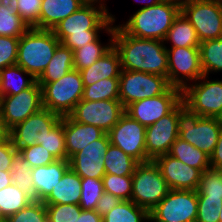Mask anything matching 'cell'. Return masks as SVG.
<instances>
[{"instance_id":"6da1fadb","label":"cell","mask_w":222,"mask_h":222,"mask_svg":"<svg viewBox=\"0 0 222 222\" xmlns=\"http://www.w3.org/2000/svg\"><path fill=\"white\" fill-rule=\"evenodd\" d=\"M109 11L104 5L84 4L52 31L65 47L74 51L96 41L102 31L109 37L114 36L116 17Z\"/></svg>"},{"instance_id":"7a4b0ae2","label":"cell","mask_w":222,"mask_h":222,"mask_svg":"<svg viewBox=\"0 0 222 222\" xmlns=\"http://www.w3.org/2000/svg\"><path fill=\"white\" fill-rule=\"evenodd\" d=\"M113 46L119 52L121 70L146 72L168 80V53L163 41L133 37L114 24Z\"/></svg>"},{"instance_id":"3957f363","label":"cell","mask_w":222,"mask_h":222,"mask_svg":"<svg viewBox=\"0 0 222 222\" xmlns=\"http://www.w3.org/2000/svg\"><path fill=\"white\" fill-rule=\"evenodd\" d=\"M180 12L178 4L162 1L151 7H140L118 26L133 37L163 41Z\"/></svg>"},{"instance_id":"277c9868","label":"cell","mask_w":222,"mask_h":222,"mask_svg":"<svg viewBox=\"0 0 222 222\" xmlns=\"http://www.w3.org/2000/svg\"><path fill=\"white\" fill-rule=\"evenodd\" d=\"M60 43L52 30L29 28L19 39L16 65L37 80Z\"/></svg>"},{"instance_id":"5b68a950","label":"cell","mask_w":222,"mask_h":222,"mask_svg":"<svg viewBox=\"0 0 222 222\" xmlns=\"http://www.w3.org/2000/svg\"><path fill=\"white\" fill-rule=\"evenodd\" d=\"M177 127L179 138L210 157L222 129V119L201 117L198 113L192 112L182 101L178 105Z\"/></svg>"},{"instance_id":"8992f818","label":"cell","mask_w":222,"mask_h":222,"mask_svg":"<svg viewBox=\"0 0 222 222\" xmlns=\"http://www.w3.org/2000/svg\"><path fill=\"white\" fill-rule=\"evenodd\" d=\"M42 88L43 108L61 117L68 116L82 100L84 86L80 71L72 69L54 82H38Z\"/></svg>"},{"instance_id":"52a82bcc","label":"cell","mask_w":222,"mask_h":222,"mask_svg":"<svg viewBox=\"0 0 222 222\" xmlns=\"http://www.w3.org/2000/svg\"><path fill=\"white\" fill-rule=\"evenodd\" d=\"M166 180L154 160L140 162L132 175L131 200L150 212L169 192Z\"/></svg>"},{"instance_id":"ba28073f","label":"cell","mask_w":222,"mask_h":222,"mask_svg":"<svg viewBox=\"0 0 222 222\" xmlns=\"http://www.w3.org/2000/svg\"><path fill=\"white\" fill-rule=\"evenodd\" d=\"M202 75L182 90L184 104L201 117L222 119V79Z\"/></svg>"},{"instance_id":"9c48e42d","label":"cell","mask_w":222,"mask_h":222,"mask_svg":"<svg viewBox=\"0 0 222 222\" xmlns=\"http://www.w3.org/2000/svg\"><path fill=\"white\" fill-rule=\"evenodd\" d=\"M197 190L170 189L150 212V222H196Z\"/></svg>"},{"instance_id":"30bf717a","label":"cell","mask_w":222,"mask_h":222,"mask_svg":"<svg viewBox=\"0 0 222 222\" xmlns=\"http://www.w3.org/2000/svg\"><path fill=\"white\" fill-rule=\"evenodd\" d=\"M181 12L196 30L200 42L222 37V6L219 0H189Z\"/></svg>"},{"instance_id":"8fae6325","label":"cell","mask_w":222,"mask_h":222,"mask_svg":"<svg viewBox=\"0 0 222 222\" xmlns=\"http://www.w3.org/2000/svg\"><path fill=\"white\" fill-rule=\"evenodd\" d=\"M170 86L164 76L121 70L119 76V100L126 108L135 101L161 95Z\"/></svg>"},{"instance_id":"7c38bea8","label":"cell","mask_w":222,"mask_h":222,"mask_svg":"<svg viewBox=\"0 0 222 222\" xmlns=\"http://www.w3.org/2000/svg\"><path fill=\"white\" fill-rule=\"evenodd\" d=\"M124 113L120 100H80L69 116L74 121L93 125L108 133Z\"/></svg>"},{"instance_id":"4fadbf2b","label":"cell","mask_w":222,"mask_h":222,"mask_svg":"<svg viewBox=\"0 0 222 222\" xmlns=\"http://www.w3.org/2000/svg\"><path fill=\"white\" fill-rule=\"evenodd\" d=\"M182 102V90L170 86L163 94L135 101L125 108V113L145 127L171 113Z\"/></svg>"},{"instance_id":"5bb4252c","label":"cell","mask_w":222,"mask_h":222,"mask_svg":"<svg viewBox=\"0 0 222 222\" xmlns=\"http://www.w3.org/2000/svg\"><path fill=\"white\" fill-rule=\"evenodd\" d=\"M168 53V83L183 90L204 75L199 47L166 48Z\"/></svg>"},{"instance_id":"9a60e30c","label":"cell","mask_w":222,"mask_h":222,"mask_svg":"<svg viewBox=\"0 0 222 222\" xmlns=\"http://www.w3.org/2000/svg\"><path fill=\"white\" fill-rule=\"evenodd\" d=\"M145 132L144 125L124 113L107 134L112 145L140 163L150 161L145 149Z\"/></svg>"},{"instance_id":"2e32d148","label":"cell","mask_w":222,"mask_h":222,"mask_svg":"<svg viewBox=\"0 0 222 222\" xmlns=\"http://www.w3.org/2000/svg\"><path fill=\"white\" fill-rule=\"evenodd\" d=\"M61 119L60 115L42 108L10 129L12 144L17 151L31 147L41 141Z\"/></svg>"},{"instance_id":"e0dca14e","label":"cell","mask_w":222,"mask_h":222,"mask_svg":"<svg viewBox=\"0 0 222 222\" xmlns=\"http://www.w3.org/2000/svg\"><path fill=\"white\" fill-rule=\"evenodd\" d=\"M42 108V88L37 81L18 94L1 97L0 111L9 129Z\"/></svg>"},{"instance_id":"ac0fdd59","label":"cell","mask_w":222,"mask_h":222,"mask_svg":"<svg viewBox=\"0 0 222 222\" xmlns=\"http://www.w3.org/2000/svg\"><path fill=\"white\" fill-rule=\"evenodd\" d=\"M177 123L178 106L171 113L146 127L145 149L150 160L168 154L171 145L179 137Z\"/></svg>"},{"instance_id":"d6986e66","label":"cell","mask_w":222,"mask_h":222,"mask_svg":"<svg viewBox=\"0 0 222 222\" xmlns=\"http://www.w3.org/2000/svg\"><path fill=\"white\" fill-rule=\"evenodd\" d=\"M110 144L108 134L94 140L75 153L70 159V168L81 178L102 179L106 174L104 167V155Z\"/></svg>"},{"instance_id":"ffe728a7","label":"cell","mask_w":222,"mask_h":222,"mask_svg":"<svg viewBox=\"0 0 222 222\" xmlns=\"http://www.w3.org/2000/svg\"><path fill=\"white\" fill-rule=\"evenodd\" d=\"M154 162L169 189L197 190L202 173L199 169L184 164L169 154L156 157Z\"/></svg>"},{"instance_id":"44dd1931","label":"cell","mask_w":222,"mask_h":222,"mask_svg":"<svg viewBox=\"0 0 222 222\" xmlns=\"http://www.w3.org/2000/svg\"><path fill=\"white\" fill-rule=\"evenodd\" d=\"M106 133L93 125L74 121L69 115L64 116V136L67 160L81 151L86 145L103 137Z\"/></svg>"},{"instance_id":"7402d4cb","label":"cell","mask_w":222,"mask_h":222,"mask_svg":"<svg viewBox=\"0 0 222 222\" xmlns=\"http://www.w3.org/2000/svg\"><path fill=\"white\" fill-rule=\"evenodd\" d=\"M69 168L70 164L67 159L32 168L36 201H44Z\"/></svg>"},{"instance_id":"603a6c76","label":"cell","mask_w":222,"mask_h":222,"mask_svg":"<svg viewBox=\"0 0 222 222\" xmlns=\"http://www.w3.org/2000/svg\"><path fill=\"white\" fill-rule=\"evenodd\" d=\"M121 62L114 46L90 67L80 70L83 86H90L108 78H119Z\"/></svg>"},{"instance_id":"cb8c5ba5","label":"cell","mask_w":222,"mask_h":222,"mask_svg":"<svg viewBox=\"0 0 222 222\" xmlns=\"http://www.w3.org/2000/svg\"><path fill=\"white\" fill-rule=\"evenodd\" d=\"M83 5L80 0H43L40 10V29L52 30L60 21Z\"/></svg>"},{"instance_id":"d4e9b609","label":"cell","mask_w":222,"mask_h":222,"mask_svg":"<svg viewBox=\"0 0 222 222\" xmlns=\"http://www.w3.org/2000/svg\"><path fill=\"white\" fill-rule=\"evenodd\" d=\"M81 190V177L69 168L43 203L79 204Z\"/></svg>"},{"instance_id":"484cf974","label":"cell","mask_w":222,"mask_h":222,"mask_svg":"<svg viewBox=\"0 0 222 222\" xmlns=\"http://www.w3.org/2000/svg\"><path fill=\"white\" fill-rule=\"evenodd\" d=\"M163 42L165 46L171 45L166 48L199 47L200 45L196 30L182 12L175 18Z\"/></svg>"},{"instance_id":"4316f807","label":"cell","mask_w":222,"mask_h":222,"mask_svg":"<svg viewBox=\"0 0 222 222\" xmlns=\"http://www.w3.org/2000/svg\"><path fill=\"white\" fill-rule=\"evenodd\" d=\"M37 80L22 67L13 65L0 71V96H10L30 88Z\"/></svg>"},{"instance_id":"83f0119b","label":"cell","mask_w":222,"mask_h":222,"mask_svg":"<svg viewBox=\"0 0 222 222\" xmlns=\"http://www.w3.org/2000/svg\"><path fill=\"white\" fill-rule=\"evenodd\" d=\"M74 69L73 51L60 43L37 82H54Z\"/></svg>"},{"instance_id":"f1b7e54d","label":"cell","mask_w":222,"mask_h":222,"mask_svg":"<svg viewBox=\"0 0 222 222\" xmlns=\"http://www.w3.org/2000/svg\"><path fill=\"white\" fill-rule=\"evenodd\" d=\"M168 154L201 172L210 168V157L179 137L171 145Z\"/></svg>"},{"instance_id":"f546056e","label":"cell","mask_w":222,"mask_h":222,"mask_svg":"<svg viewBox=\"0 0 222 222\" xmlns=\"http://www.w3.org/2000/svg\"><path fill=\"white\" fill-rule=\"evenodd\" d=\"M198 202L222 203V171L209 168L201 173L197 188Z\"/></svg>"},{"instance_id":"4dcf8cb0","label":"cell","mask_w":222,"mask_h":222,"mask_svg":"<svg viewBox=\"0 0 222 222\" xmlns=\"http://www.w3.org/2000/svg\"><path fill=\"white\" fill-rule=\"evenodd\" d=\"M105 173L117 176H132L139 163L117 146L109 144L104 155Z\"/></svg>"},{"instance_id":"1f68e13d","label":"cell","mask_w":222,"mask_h":222,"mask_svg":"<svg viewBox=\"0 0 222 222\" xmlns=\"http://www.w3.org/2000/svg\"><path fill=\"white\" fill-rule=\"evenodd\" d=\"M102 222H150L149 212L132 200L121 201L102 217Z\"/></svg>"},{"instance_id":"d6a6232c","label":"cell","mask_w":222,"mask_h":222,"mask_svg":"<svg viewBox=\"0 0 222 222\" xmlns=\"http://www.w3.org/2000/svg\"><path fill=\"white\" fill-rule=\"evenodd\" d=\"M199 52L204 75L222 72V37L200 42Z\"/></svg>"},{"instance_id":"836d02e7","label":"cell","mask_w":222,"mask_h":222,"mask_svg":"<svg viewBox=\"0 0 222 222\" xmlns=\"http://www.w3.org/2000/svg\"><path fill=\"white\" fill-rule=\"evenodd\" d=\"M33 200L15 184L0 189V218H9Z\"/></svg>"},{"instance_id":"e575fe53","label":"cell","mask_w":222,"mask_h":222,"mask_svg":"<svg viewBox=\"0 0 222 222\" xmlns=\"http://www.w3.org/2000/svg\"><path fill=\"white\" fill-rule=\"evenodd\" d=\"M107 40L108 43H104L103 45L99 37L96 41L74 50V69L80 71L84 68L90 67L98 59L105 55L113 47V36H110Z\"/></svg>"},{"instance_id":"d590c367","label":"cell","mask_w":222,"mask_h":222,"mask_svg":"<svg viewBox=\"0 0 222 222\" xmlns=\"http://www.w3.org/2000/svg\"><path fill=\"white\" fill-rule=\"evenodd\" d=\"M32 167L18 152L11 165L12 183L36 201V193L32 180Z\"/></svg>"},{"instance_id":"8d00e7d4","label":"cell","mask_w":222,"mask_h":222,"mask_svg":"<svg viewBox=\"0 0 222 222\" xmlns=\"http://www.w3.org/2000/svg\"><path fill=\"white\" fill-rule=\"evenodd\" d=\"M82 100H119V78H108L85 86Z\"/></svg>"},{"instance_id":"74e56055","label":"cell","mask_w":222,"mask_h":222,"mask_svg":"<svg viewBox=\"0 0 222 222\" xmlns=\"http://www.w3.org/2000/svg\"><path fill=\"white\" fill-rule=\"evenodd\" d=\"M29 27L13 7L0 4V36L20 38Z\"/></svg>"},{"instance_id":"f35d334b","label":"cell","mask_w":222,"mask_h":222,"mask_svg":"<svg viewBox=\"0 0 222 222\" xmlns=\"http://www.w3.org/2000/svg\"><path fill=\"white\" fill-rule=\"evenodd\" d=\"M36 144L46 148L57 160L67 159L64 136V116L50 132L41 141H37Z\"/></svg>"},{"instance_id":"ab89813d","label":"cell","mask_w":222,"mask_h":222,"mask_svg":"<svg viewBox=\"0 0 222 222\" xmlns=\"http://www.w3.org/2000/svg\"><path fill=\"white\" fill-rule=\"evenodd\" d=\"M81 188L79 206L83 210H95L98 200L105 192L102 179L81 178Z\"/></svg>"},{"instance_id":"60d3db41","label":"cell","mask_w":222,"mask_h":222,"mask_svg":"<svg viewBox=\"0 0 222 222\" xmlns=\"http://www.w3.org/2000/svg\"><path fill=\"white\" fill-rule=\"evenodd\" d=\"M104 191L113 194L122 201L131 200L132 176H117L106 173L102 177Z\"/></svg>"},{"instance_id":"b9f144b4","label":"cell","mask_w":222,"mask_h":222,"mask_svg":"<svg viewBox=\"0 0 222 222\" xmlns=\"http://www.w3.org/2000/svg\"><path fill=\"white\" fill-rule=\"evenodd\" d=\"M47 217L52 222H73L83 210L79 204H45Z\"/></svg>"},{"instance_id":"7bdbcfd3","label":"cell","mask_w":222,"mask_h":222,"mask_svg":"<svg viewBox=\"0 0 222 222\" xmlns=\"http://www.w3.org/2000/svg\"><path fill=\"white\" fill-rule=\"evenodd\" d=\"M46 218L47 211L43 201H32L7 219L9 222H43Z\"/></svg>"},{"instance_id":"ee69618b","label":"cell","mask_w":222,"mask_h":222,"mask_svg":"<svg viewBox=\"0 0 222 222\" xmlns=\"http://www.w3.org/2000/svg\"><path fill=\"white\" fill-rule=\"evenodd\" d=\"M43 0H18V15L29 28L40 29V10Z\"/></svg>"},{"instance_id":"f6af8a7d","label":"cell","mask_w":222,"mask_h":222,"mask_svg":"<svg viewBox=\"0 0 222 222\" xmlns=\"http://www.w3.org/2000/svg\"><path fill=\"white\" fill-rule=\"evenodd\" d=\"M32 168L44 166L55 162L57 159L41 145L34 144L18 151Z\"/></svg>"},{"instance_id":"bcb514c9","label":"cell","mask_w":222,"mask_h":222,"mask_svg":"<svg viewBox=\"0 0 222 222\" xmlns=\"http://www.w3.org/2000/svg\"><path fill=\"white\" fill-rule=\"evenodd\" d=\"M19 39L0 36V71L5 67L16 65Z\"/></svg>"},{"instance_id":"7dc6e473","label":"cell","mask_w":222,"mask_h":222,"mask_svg":"<svg viewBox=\"0 0 222 222\" xmlns=\"http://www.w3.org/2000/svg\"><path fill=\"white\" fill-rule=\"evenodd\" d=\"M196 222H219V207L211 202H198Z\"/></svg>"},{"instance_id":"c3c4849f","label":"cell","mask_w":222,"mask_h":222,"mask_svg":"<svg viewBox=\"0 0 222 222\" xmlns=\"http://www.w3.org/2000/svg\"><path fill=\"white\" fill-rule=\"evenodd\" d=\"M17 153L11 139L0 143V171H11V165Z\"/></svg>"},{"instance_id":"681fc988","label":"cell","mask_w":222,"mask_h":222,"mask_svg":"<svg viewBox=\"0 0 222 222\" xmlns=\"http://www.w3.org/2000/svg\"><path fill=\"white\" fill-rule=\"evenodd\" d=\"M122 200L117 198L111 193L104 192L98 203L96 204L95 211L103 217L107 212H109L112 208L117 206Z\"/></svg>"},{"instance_id":"f907efd6","label":"cell","mask_w":222,"mask_h":222,"mask_svg":"<svg viewBox=\"0 0 222 222\" xmlns=\"http://www.w3.org/2000/svg\"><path fill=\"white\" fill-rule=\"evenodd\" d=\"M210 168L222 170V129L214 151L210 156Z\"/></svg>"},{"instance_id":"816d5d0a","label":"cell","mask_w":222,"mask_h":222,"mask_svg":"<svg viewBox=\"0 0 222 222\" xmlns=\"http://www.w3.org/2000/svg\"><path fill=\"white\" fill-rule=\"evenodd\" d=\"M73 222H102V217L95 210H82Z\"/></svg>"},{"instance_id":"f5cc1de1","label":"cell","mask_w":222,"mask_h":222,"mask_svg":"<svg viewBox=\"0 0 222 222\" xmlns=\"http://www.w3.org/2000/svg\"><path fill=\"white\" fill-rule=\"evenodd\" d=\"M10 139V129L7 127L0 111V143Z\"/></svg>"},{"instance_id":"db71d44e","label":"cell","mask_w":222,"mask_h":222,"mask_svg":"<svg viewBox=\"0 0 222 222\" xmlns=\"http://www.w3.org/2000/svg\"><path fill=\"white\" fill-rule=\"evenodd\" d=\"M12 184L11 171H0V189Z\"/></svg>"},{"instance_id":"11a10c76","label":"cell","mask_w":222,"mask_h":222,"mask_svg":"<svg viewBox=\"0 0 222 222\" xmlns=\"http://www.w3.org/2000/svg\"><path fill=\"white\" fill-rule=\"evenodd\" d=\"M0 4L6 8L12 6L13 10L18 13V0H0Z\"/></svg>"},{"instance_id":"9f6ffc18","label":"cell","mask_w":222,"mask_h":222,"mask_svg":"<svg viewBox=\"0 0 222 222\" xmlns=\"http://www.w3.org/2000/svg\"><path fill=\"white\" fill-rule=\"evenodd\" d=\"M146 3L143 7H151L161 3L163 0H135V2Z\"/></svg>"},{"instance_id":"6f0895ef","label":"cell","mask_w":222,"mask_h":222,"mask_svg":"<svg viewBox=\"0 0 222 222\" xmlns=\"http://www.w3.org/2000/svg\"><path fill=\"white\" fill-rule=\"evenodd\" d=\"M82 4H95L101 5V0H80Z\"/></svg>"},{"instance_id":"680465c9","label":"cell","mask_w":222,"mask_h":222,"mask_svg":"<svg viewBox=\"0 0 222 222\" xmlns=\"http://www.w3.org/2000/svg\"><path fill=\"white\" fill-rule=\"evenodd\" d=\"M163 1L174 2V3L178 4L179 6H182L183 4H185L186 2H188L189 0H163Z\"/></svg>"},{"instance_id":"91938a15","label":"cell","mask_w":222,"mask_h":222,"mask_svg":"<svg viewBox=\"0 0 222 222\" xmlns=\"http://www.w3.org/2000/svg\"><path fill=\"white\" fill-rule=\"evenodd\" d=\"M219 222H222V203L220 204L219 207Z\"/></svg>"},{"instance_id":"94428289","label":"cell","mask_w":222,"mask_h":222,"mask_svg":"<svg viewBox=\"0 0 222 222\" xmlns=\"http://www.w3.org/2000/svg\"><path fill=\"white\" fill-rule=\"evenodd\" d=\"M106 2L107 0H101V5H104L105 7H107Z\"/></svg>"},{"instance_id":"6125c7cd","label":"cell","mask_w":222,"mask_h":222,"mask_svg":"<svg viewBox=\"0 0 222 222\" xmlns=\"http://www.w3.org/2000/svg\"><path fill=\"white\" fill-rule=\"evenodd\" d=\"M0 222H9L7 218H0Z\"/></svg>"},{"instance_id":"be15d7a7","label":"cell","mask_w":222,"mask_h":222,"mask_svg":"<svg viewBox=\"0 0 222 222\" xmlns=\"http://www.w3.org/2000/svg\"><path fill=\"white\" fill-rule=\"evenodd\" d=\"M43 222H52L48 217Z\"/></svg>"}]
</instances>
